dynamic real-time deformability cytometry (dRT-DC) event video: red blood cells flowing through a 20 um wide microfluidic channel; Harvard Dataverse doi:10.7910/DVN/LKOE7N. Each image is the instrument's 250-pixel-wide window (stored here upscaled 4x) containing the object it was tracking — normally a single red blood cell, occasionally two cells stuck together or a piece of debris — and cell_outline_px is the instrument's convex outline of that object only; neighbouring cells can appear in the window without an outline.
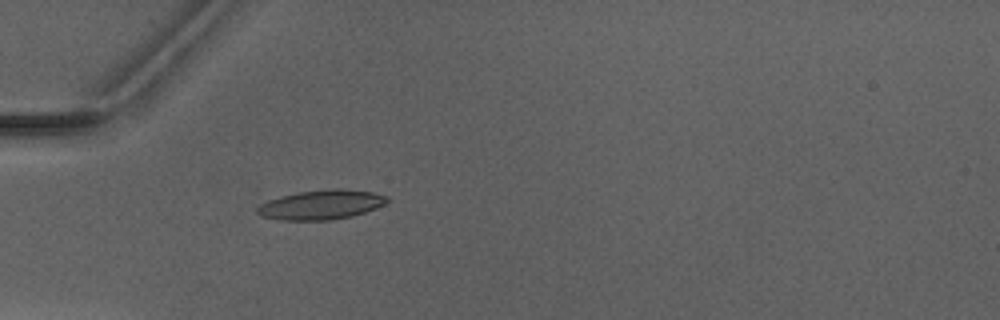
{"species": "Egyptian fruit bat (a non-hibernating species)", "species_latin": "Rousettus aegyptiacus", "temperature_condition": "warm", "stored_images_in_passage": 1, "camera_frame_rate_fps": 3000, "um_per_image_px": 0.085, "animal": {"sex": "male"}, "frame": {"image": 1, "passage_image": 1, "time_ms": 0.0, "image_size_px": [1000, 320], "cell_outline_px": [[388, 200], [384, 204], [376, 208], [352, 216], [328, 220], [280, 220], [260, 216], [256, 212], [256, 208], [260, 204], [268, 200], [280, 196], [300, 192], [336, 188], [340, 188], [372, 192], [388, 196]], "centroid_in_image_um": [27.28, 17.4], "position_along_channel_um": 57.7, "area_um2": 22.25}}